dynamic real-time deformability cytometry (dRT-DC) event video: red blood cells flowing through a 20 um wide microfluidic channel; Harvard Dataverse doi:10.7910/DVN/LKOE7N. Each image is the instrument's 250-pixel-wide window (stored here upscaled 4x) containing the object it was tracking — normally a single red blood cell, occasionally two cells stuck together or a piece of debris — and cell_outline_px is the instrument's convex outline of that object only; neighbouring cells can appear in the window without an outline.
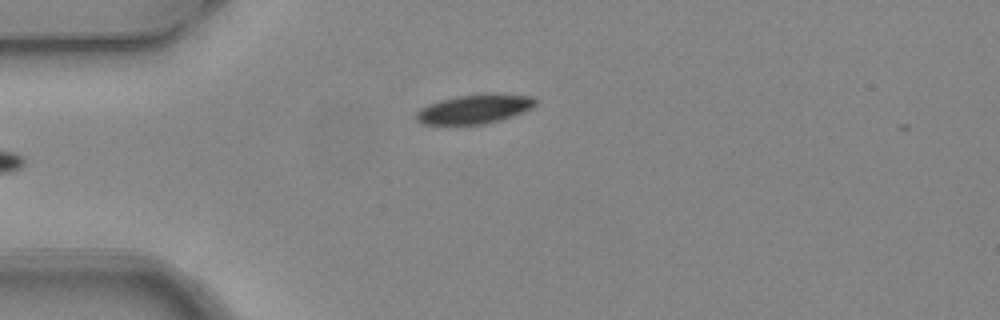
{"species": "common noctule bat (a hibernating species)", "species_latin": "Nyctalus noctula", "temperature_condition": "warm", "stored_images_in_passage": 5, "camera_frame_rate_fps": 3000, "um_per_image_px": 0.085, "animal": {"sex": "female", "body_mass_g": 24.6, "forearm_length_mm": 56.2}, "frame": {"image": 1, "passage_image": 5, "time_ms": 1.333, "image_size_px": [1000, 320], "cell_outline_px": [[536, 104], [532, 108], [512, 116], [488, 124], [420, 124], [416, 120], [416, 112], [420, 108], [428, 104], [440, 100], [456, 96], [484, 92], [488, 92], [532, 96], [536, 100]], "centroid_in_image_um": [40.33, 9.25], "position_along_channel_um": 44.7, "area_um2": 20.63}}